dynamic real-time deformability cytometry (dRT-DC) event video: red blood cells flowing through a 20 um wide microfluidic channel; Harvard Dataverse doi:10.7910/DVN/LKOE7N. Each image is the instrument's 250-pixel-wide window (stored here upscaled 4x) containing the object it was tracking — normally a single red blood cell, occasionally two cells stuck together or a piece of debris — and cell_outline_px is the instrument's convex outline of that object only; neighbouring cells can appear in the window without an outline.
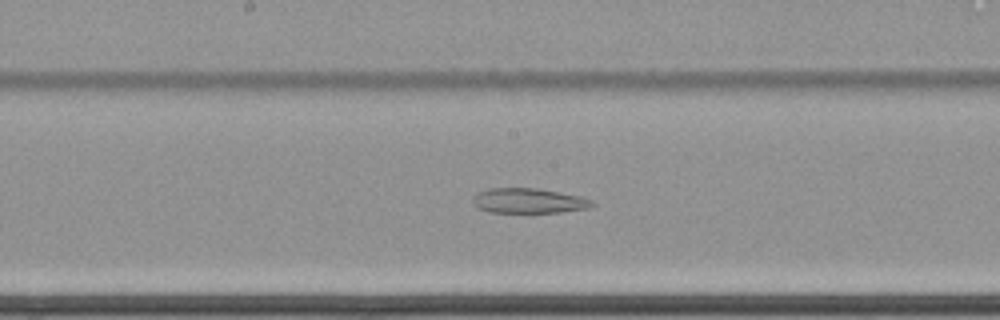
{"species": "common noctule bat (a hibernating species)", "species_latin": "Nyctalus noctula", "temperature_condition": "cold", "stored_images_in_passage": 65, "segment_of_instrument_passage": [2, 2], "camera_frame_rate_fps": 3000, "um_per_image_px": 0.085, "animal": {"sex": "female", "body_mass_g": 22.7, "forearm_length_mm": 54.2}, "frame": {"image": 1, "passage_image": 38, "time_ms": 12.333, "image_size_px": [1000, 320], "cell_outline_px": [[596, 204], [588, 208], [560, 212], [488, 212], [476, 208], [472, 204], [472, 196], [476, 192], [488, 188], [536, 188], [560, 192], [580, 196], [592, 200]], "centroid_in_image_um": [44.87, 17.06], "position_along_channel_um": 203.3, "area_um2": 17.57}}
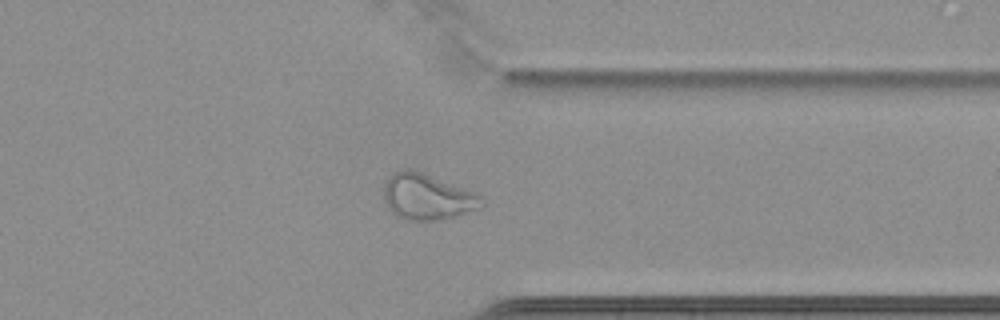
{"frame": {"image": 2, "passage_image": 53, "time_ms": 17.333, "image_size_px": [1000, 320], "cell_outline_px": [[484, 204], [480, 208], [456, 216], [440, 220], [404, 220], [396, 216], [388, 208], [384, 200], [384, 184], [396, 172], [404, 168], [412, 168], [476, 192], [480, 196]], "centroid_in_image_um": [36.32, 16.73], "position_along_channel_um": 375.1, "area_um2": 26.3}}
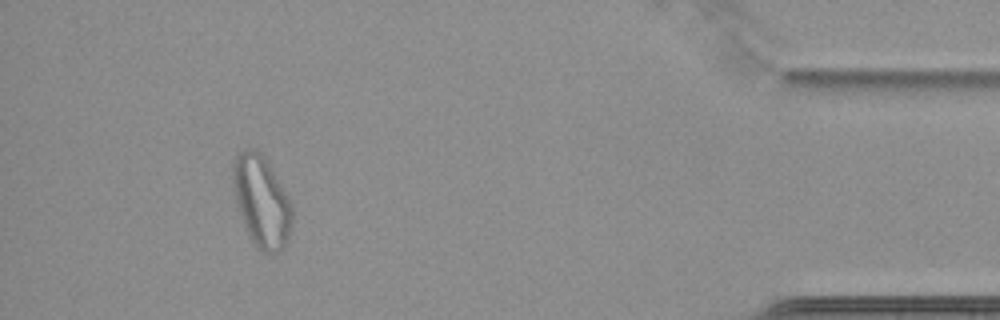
{"frame": {"image": 3, "passage_image": 61, "time_ms": 20.0, "image_size_px": [1000, 320], "cell_outline_px": [[292, 224], [288, 236], [284, 244], [276, 252], [260, 252], [248, 236], [236, 200], [232, 180], [232, 164], [236, 156], [244, 148], [256, 148], [264, 156], [276, 176], [292, 208]], "centroid_in_image_um": [22.2, 17.08], "position_along_channel_um": 413.0, "area_um2": 30.98}}